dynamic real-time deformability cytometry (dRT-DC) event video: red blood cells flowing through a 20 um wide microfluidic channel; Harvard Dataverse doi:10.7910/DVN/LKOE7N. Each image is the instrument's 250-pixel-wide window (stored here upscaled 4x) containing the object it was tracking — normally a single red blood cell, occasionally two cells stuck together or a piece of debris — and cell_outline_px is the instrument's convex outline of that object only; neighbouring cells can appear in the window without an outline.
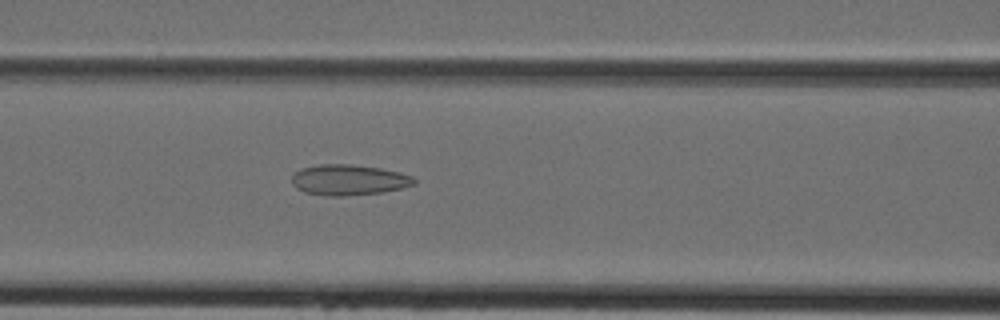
{"species": "Egyptian fruit bat (a non-hibernating species)", "species_latin": "Rousettus aegyptiacus", "temperature_condition": "cold", "stored_images_in_passage": 16, "camera_frame_rate_fps": 3000, "um_per_image_px": 0.085, "animal": {"sex": "female"}, "frame": {"image": 1, "passage_image": 11, "time_ms": 3.333, "image_size_px": [1000, 320], "cell_outline_px": [[416, 184], [404, 188], [380, 192], [344, 196], [328, 196], [304, 192], [296, 188], [292, 184], [292, 176], [300, 168], [320, 164], [352, 164], [380, 168], [400, 172], [412, 176], [416, 180]], "centroid_in_image_um": [29.65, 15.29], "position_along_channel_um": 137.0, "area_um2": 21.96}}
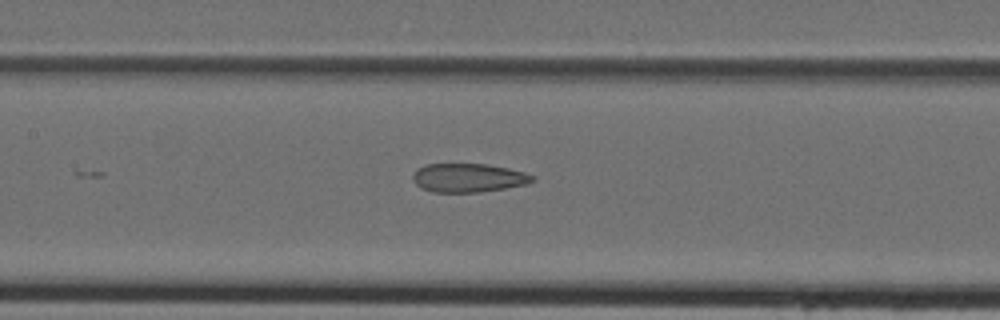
{"frame": {"image": 2, "passage_image": 13, "time_ms": 4.0, "image_size_px": [1000, 320], "cell_outline_px": [[536, 180], [528, 184], [480, 192], [432, 192], [420, 188], [412, 180], [412, 176], [420, 168], [428, 164], [488, 164], [508, 168], [524, 172], [536, 176]], "centroid_in_image_um": [39.85, 15.12], "position_along_channel_um": 167.6, "area_um2": 20.06}}
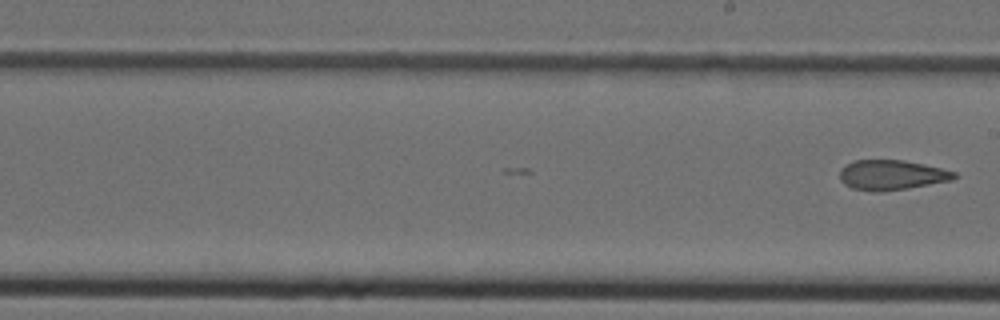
{"frame": {"image": 3, "passage_image": 16, "time_ms": 5.0, "image_size_px": [1000, 320], "cell_outline_px": [[956, 176], [952, 180], [908, 188], [880, 192], [872, 192], [852, 188], [844, 184], [840, 180], [840, 168], [856, 160], [904, 160], [924, 164], [956, 172]], "centroid_in_image_um": [75.77, 14.88], "position_along_channel_um": 213.2, "area_um2": 19.94}}